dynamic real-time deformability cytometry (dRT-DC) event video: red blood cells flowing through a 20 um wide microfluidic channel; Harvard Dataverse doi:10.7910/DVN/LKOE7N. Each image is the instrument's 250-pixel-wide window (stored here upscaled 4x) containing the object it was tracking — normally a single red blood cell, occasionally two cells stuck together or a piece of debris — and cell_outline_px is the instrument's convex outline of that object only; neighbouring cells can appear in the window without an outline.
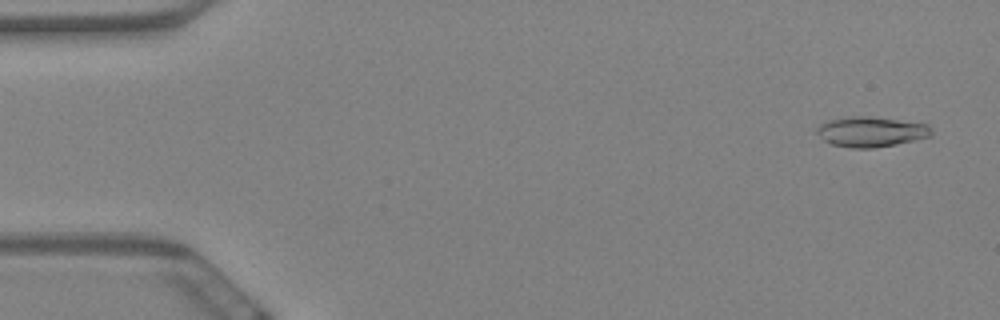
{"species": "Egyptian fruit bat (a non-hibernating species)", "species_latin": "Rousettus aegyptiacus", "temperature_condition": "warm", "stored_images_in_passage": 28, "camera_frame_rate_fps": 3000, "um_per_image_px": 0.085, "animal": {"sex": "female"}, "frame": {"image": 1, "passage_image": 3, "time_ms": 0.667, "image_size_px": [1000, 320], "cell_outline_px": [[932, 136], [896, 144], [872, 148], [852, 148], [832, 144], [824, 140], [816, 132], [816, 128], [820, 124], [828, 120], [852, 116], [864, 116], [928, 124], [932, 132]], "centroid_in_image_um": [74.02, 11.2], "position_along_channel_um": 11.0, "area_um2": 19.88}}
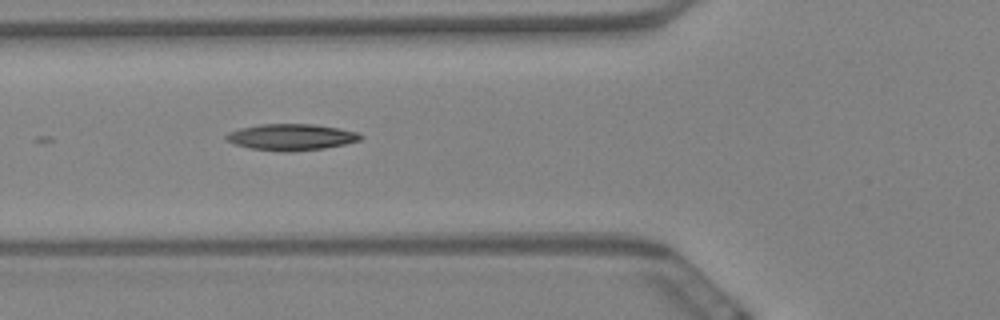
{"frame": {"image": 2, "passage_image": 22, "time_ms": 7.0, "image_size_px": [1000, 320], "cell_outline_px": [[364, 136], [360, 140], [344, 144], [324, 148], [292, 152], [284, 152], [252, 148], [236, 144], [228, 140], [224, 136], [228, 132], [240, 128], [260, 124], [316, 124], [340, 128], [360, 132]], "centroid_in_image_um": [24.81, 11.64], "position_along_channel_um": 101.0, "area_um2": 20.69}}
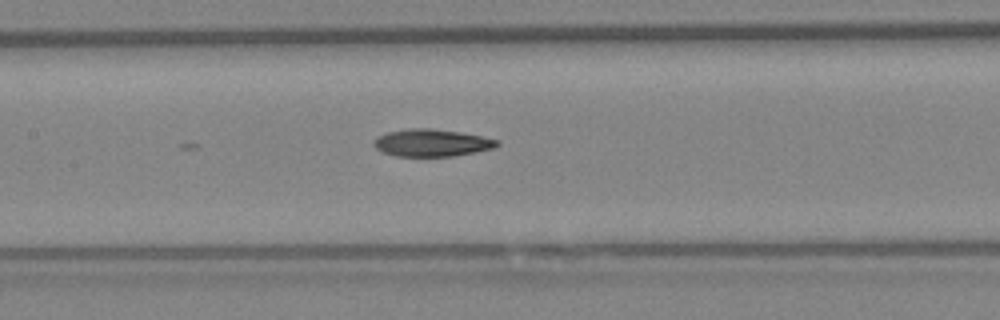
{"frame": {"image": 3, "passage_image": 28, "time_ms": 9.0, "image_size_px": [1000, 320], "cell_outline_px": [[500, 144], [496, 148], [476, 152], [452, 156], [396, 156], [384, 152], [376, 148], [372, 144], [376, 136], [388, 132], [408, 128], [432, 128], [460, 132], [500, 140]], "centroid_in_image_um": [36.71, 12.13], "position_along_channel_um": 170.7, "area_um2": 19.71}}